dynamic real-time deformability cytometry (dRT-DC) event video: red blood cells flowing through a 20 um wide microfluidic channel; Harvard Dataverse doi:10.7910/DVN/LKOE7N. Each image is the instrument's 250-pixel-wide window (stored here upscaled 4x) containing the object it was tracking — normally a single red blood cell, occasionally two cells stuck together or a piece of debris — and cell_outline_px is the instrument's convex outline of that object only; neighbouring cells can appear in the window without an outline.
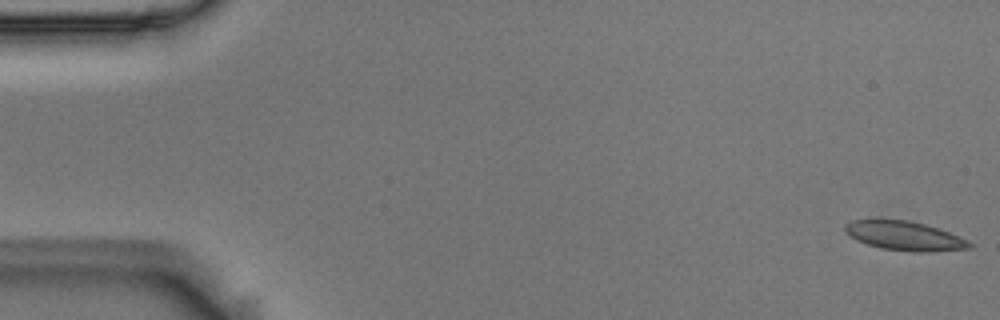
{"species": "Egyptian fruit bat (a non-hibernating species)", "species_latin": "Rousettus aegyptiacus", "temperature_condition": "room temperature", "stored_images_in_passage": 4, "camera_frame_rate_fps": 3000, "um_per_image_px": 0.085, "animal": {"sex": "male"}, "frame": {"image": 1, "passage_image": 1, "time_ms": 0.0, "image_size_px": [1000, 320], "cell_outline_px": [[972, 248], [932, 252], [912, 252], [880, 248], [856, 240], [844, 228], [844, 224], [852, 220], [908, 220], [924, 224], [948, 232], [968, 240], [972, 244]], "centroid_in_image_um": [76.91, 20.06], "position_along_channel_um": 8.1, "area_um2": 20.92}}